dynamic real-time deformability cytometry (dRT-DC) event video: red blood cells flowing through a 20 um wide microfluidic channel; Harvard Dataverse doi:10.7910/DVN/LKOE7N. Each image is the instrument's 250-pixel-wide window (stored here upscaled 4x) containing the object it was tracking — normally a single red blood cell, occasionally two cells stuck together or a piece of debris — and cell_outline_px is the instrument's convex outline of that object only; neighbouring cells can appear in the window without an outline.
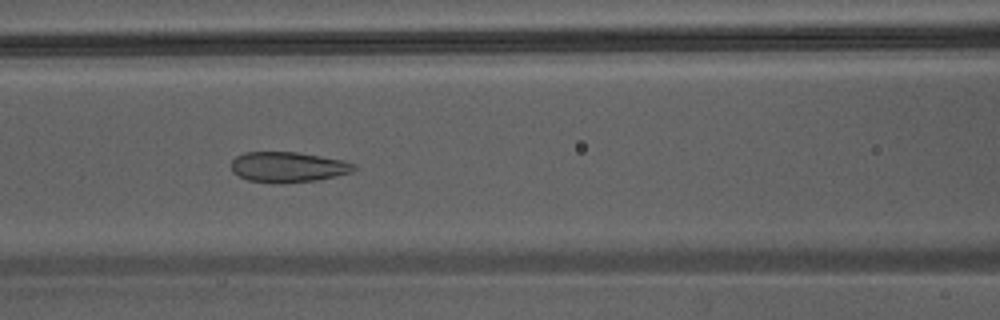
{"species": "Egyptian fruit bat (a non-hibernating species)", "species_latin": "Rousettus aegyptiacus", "temperature_condition": "warm", "stored_images_in_passage": 47, "camera_frame_rate_fps": 3000, "um_per_image_px": 0.085, "animal": {"sex": "male"}, "frame": {"image": 1, "passage_image": 21, "time_ms": 6.667, "image_size_px": [1000, 320], "cell_outline_px": [[356, 168], [352, 172], [336, 176], [316, 180], [280, 184], [272, 184], [248, 180], [232, 172], [232, 160], [236, 156], [244, 152], [296, 152], [344, 160], [356, 164]], "centroid_in_image_um": [24.48, 14.21], "position_along_channel_um": 142.1, "area_um2": 21.91}}
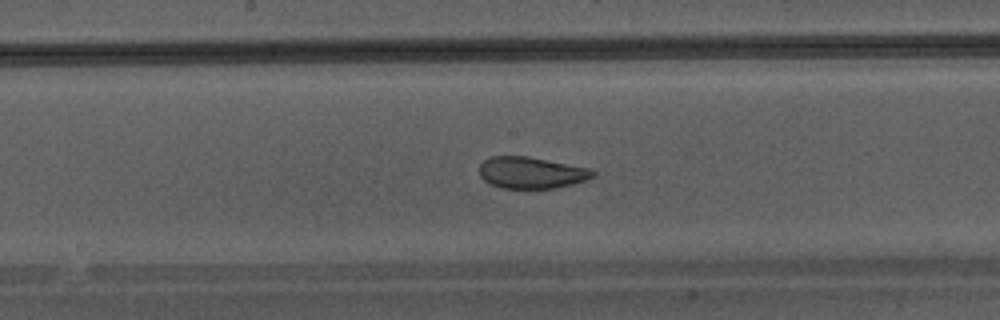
{"frame": {"image": 2, "passage_image": 25, "time_ms": 8.0, "image_size_px": [1000, 320], "cell_outline_px": [[596, 176], [588, 180], [556, 188], [500, 188], [488, 184], [480, 176], [480, 164], [484, 160], [492, 156], [528, 156], [592, 168], [596, 172]], "centroid_in_image_um": [45.2, 14.68], "position_along_channel_um": 203.0, "area_um2": 21.21}}
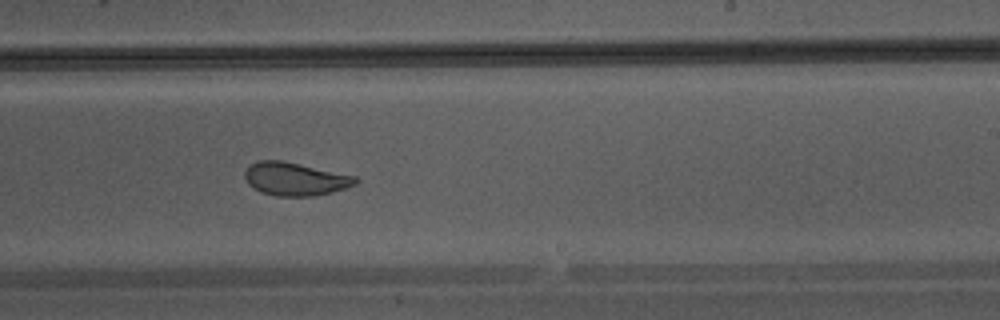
{"frame": {"image": 3, "passage_image": 29, "time_ms": 9.333, "image_size_px": [1000, 320], "cell_outline_px": [[360, 180], [356, 184], [332, 192], [312, 196], [276, 196], [260, 192], [248, 184], [244, 176], [244, 172], [252, 164], [260, 160], [284, 160], [356, 176]], "centroid_in_image_um": [25.09, 15.21], "position_along_channel_um": 263.9, "area_um2": 21.44}}